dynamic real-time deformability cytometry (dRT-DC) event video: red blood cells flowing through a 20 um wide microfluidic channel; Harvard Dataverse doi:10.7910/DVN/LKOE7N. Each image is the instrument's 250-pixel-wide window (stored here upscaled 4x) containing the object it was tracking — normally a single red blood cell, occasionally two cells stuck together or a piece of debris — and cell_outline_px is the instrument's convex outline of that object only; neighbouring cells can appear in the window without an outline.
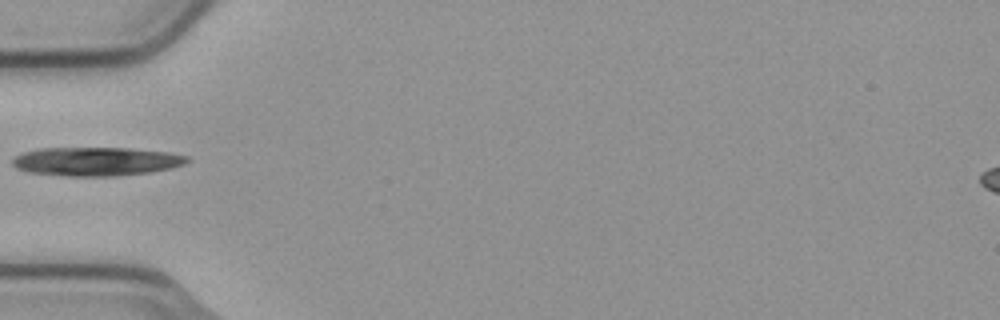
{"species": "common noctule bat (a hibernating species)", "species_latin": "Nyctalus noctula", "temperature_condition": "cold", "stored_images_in_passage": 5, "camera_frame_rate_fps": 3000, "um_per_image_px": 0.085, "animal": {"sex": "male", "body_mass_g": 23.1, "forearm_length_mm": 52.7}, "frame": {"image": 1, "passage_image": 5, "time_ms": 1.333, "image_size_px": [1000, 320], "cell_outline_px": [[192, 160], [184, 164], [172, 168], [152, 172], [116, 176], [68, 176], [28, 172], [16, 168], [12, 164], [12, 156], [24, 152], [40, 148], [128, 148], [168, 152], [188, 156]], "centroid_in_image_um": [8.19, 13.72], "position_along_channel_um": 76.8, "area_um2": 29.48}}